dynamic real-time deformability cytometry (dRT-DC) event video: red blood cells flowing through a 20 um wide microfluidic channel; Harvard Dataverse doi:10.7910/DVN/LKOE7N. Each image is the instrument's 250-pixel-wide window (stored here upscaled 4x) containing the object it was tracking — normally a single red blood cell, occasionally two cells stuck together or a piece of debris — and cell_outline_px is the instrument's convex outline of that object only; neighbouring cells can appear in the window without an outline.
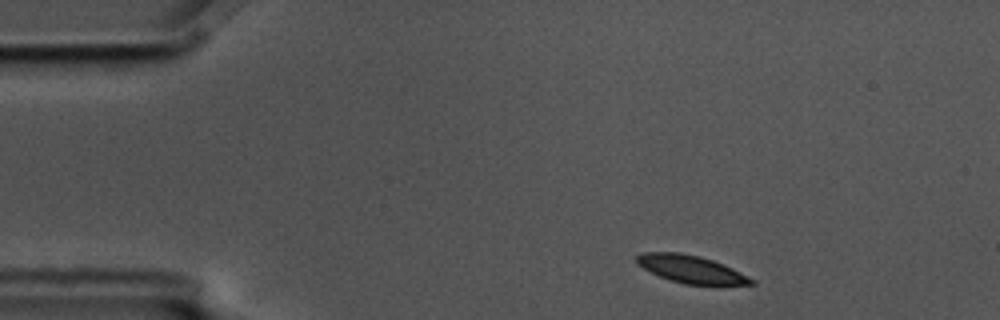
{"species": "common noctule bat (a hibernating species)", "species_latin": "Nyctalus noctula", "temperature_condition": "cold", "stored_images_in_passage": 49, "camera_frame_rate_fps": 3000, "um_per_image_px": 0.085, "animal": {"sex": "male", "body_mass_g": 17.5, "forearm_length_mm": 52.3}, "frame": {"image": 1, "passage_image": 1, "time_ms": 0.0, "image_size_px": [1000, 320], "cell_outline_px": [[756, 284], [684, 284], [660, 276], [636, 264], [636, 256], [644, 252], [680, 252], [700, 256], [712, 260], [732, 268], [756, 280]], "centroid_in_image_um": [58.73, 22.86], "position_along_channel_um": 26.3, "area_um2": 18.15}}
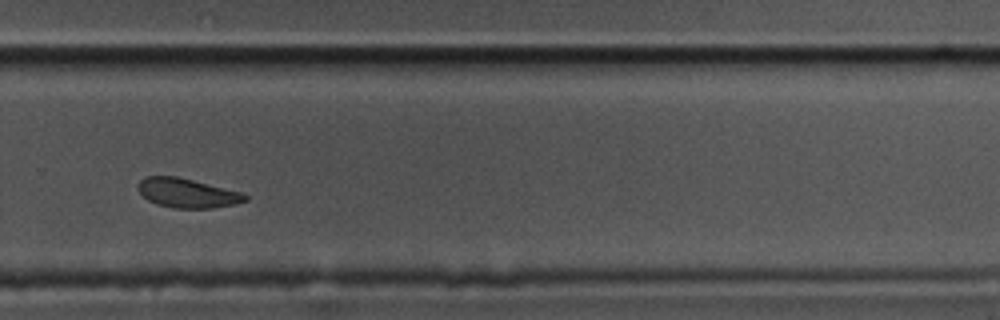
{"frame": {"image": 2, "passage_image": 31, "time_ms": 10.0, "image_size_px": [1000, 320], "cell_outline_px": [[248, 200], [236, 204], [212, 208], [176, 208], [156, 204], [148, 200], [136, 188], [140, 180], [144, 176], [176, 176], [244, 192], [248, 196]], "centroid_in_image_um": [15.94, 16.4], "position_along_channel_um": 313.9, "area_um2": 18.44}}
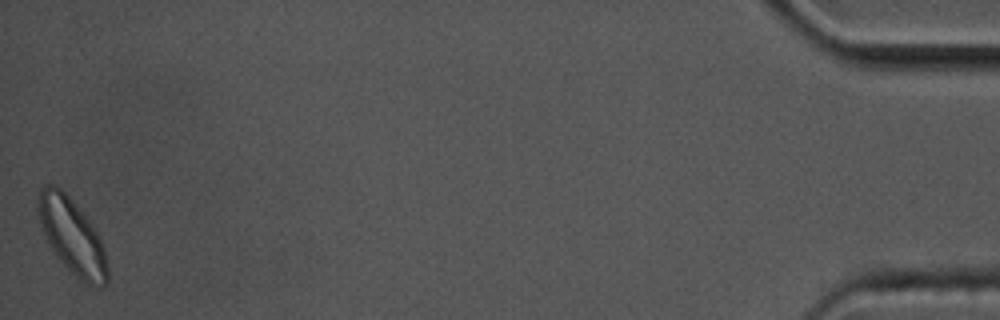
{"frame": {"image": 3, "passage_image": 49, "time_ms": 16.0, "image_size_px": [1000, 320], "cell_outline_px": [[108, 280], [104, 284], [88, 284], [76, 276], [60, 260], [52, 248], [44, 232], [40, 220], [36, 200], [36, 196], [40, 188], [44, 184], [56, 184], [76, 204], [96, 228], [100, 236], [104, 248], [108, 264]], "centroid_in_image_um": [6.13, 20.0], "position_along_channel_um": 429.1, "area_um2": 30.17}, "authors_computed_cell_mechanics": {"area_um2": 19.5364, "velocity_mm_per_s": 3.5138, "shape_relaxation_time_tau1_ms": 2.2027, "shape_relaxation_time_tau2_ms": 3.5601, "deformation_change_tau1": 0.0816, "deformation_change_tau2": 0.087}}